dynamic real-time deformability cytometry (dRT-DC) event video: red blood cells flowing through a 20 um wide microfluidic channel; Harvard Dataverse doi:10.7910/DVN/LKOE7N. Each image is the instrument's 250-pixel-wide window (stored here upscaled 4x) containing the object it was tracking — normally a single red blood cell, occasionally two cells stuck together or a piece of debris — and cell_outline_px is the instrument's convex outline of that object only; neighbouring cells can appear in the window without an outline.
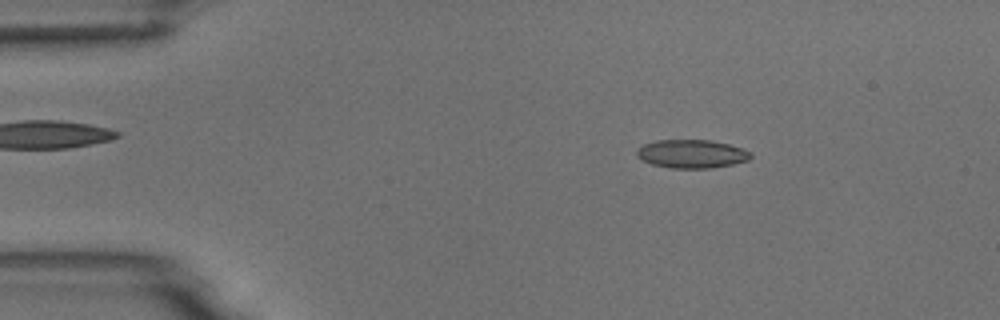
{"species": "common noctule bat (a hibernating species)", "species_latin": "Nyctalus noctula", "temperature_condition": "room temperature", "stored_images_in_passage": 4, "camera_frame_rate_fps": 3000, "um_per_image_px": 0.085, "animal": {"sex": "male", "body_mass_g": 18.8}, "frame": {"image": 1, "passage_image": 2, "time_ms": 1.0, "image_size_px": [1000, 320], "cell_outline_px": [[752, 156], [748, 160], [732, 164], [712, 168], [672, 168], [652, 164], [636, 156], [636, 148], [644, 144], [656, 140], [712, 140], [744, 148], [752, 152]], "centroid_in_image_um": [58.81, 13.07], "position_along_channel_um": 26.2, "area_um2": 18.96}}
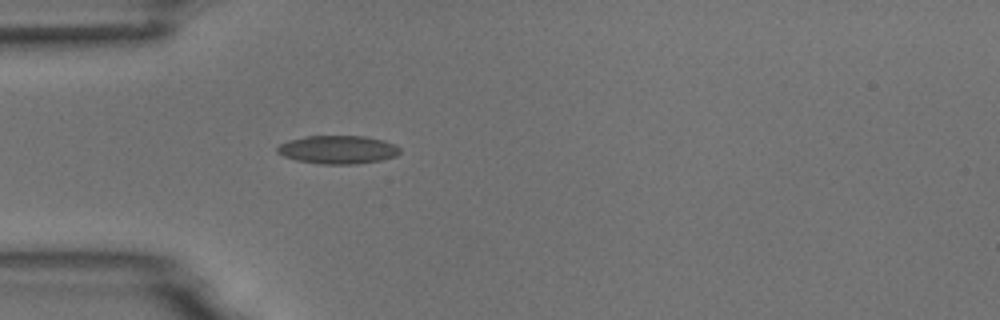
{"frame": {"image": 2, "passage_image": 4, "time_ms": 3.333, "image_size_px": [1000, 320], "cell_outline_px": [[400, 152], [396, 156], [380, 160], [356, 164], [320, 164], [296, 160], [284, 156], [276, 152], [276, 148], [280, 144], [288, 140], [308, 136], [364, 136], [384, 140], [400, 148]], "centroid_in_image_um": [28.7, 12.72], "position_along_channel_um": 56.3, "area_um2": 20.17}}